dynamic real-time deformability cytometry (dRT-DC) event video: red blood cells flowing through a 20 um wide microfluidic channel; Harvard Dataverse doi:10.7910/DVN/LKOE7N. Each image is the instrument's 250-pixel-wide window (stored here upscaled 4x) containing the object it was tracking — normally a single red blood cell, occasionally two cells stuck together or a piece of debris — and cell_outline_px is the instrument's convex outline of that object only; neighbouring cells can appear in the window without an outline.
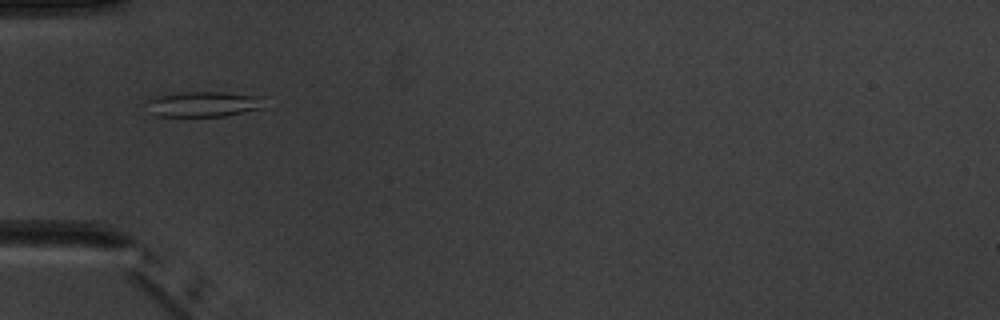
{"species": "common noctule bat (a hibernating species)", "species_latin": "Nyctalus noctula", "temperature_condition": "warm", "stored_images_in_passage": 3, "camera_frame_rate_fps": 3000, "um_per_image_px": 0.085, "animal": {"sex": "male", "body_mass_g": 20.1, "forearm_length_mm": 53.5}, "frame": {"image": 1, "passage_image": 3, "time_ms": 3.0, "image_size_px": [1000, 320], "cell_outline_px": [[264, 96], [260, 108], [224, 116], [156, 116], [144, 100], [160, 96], [184, 92], [224, 92]], "centroid_in_image_um": [17.3, 8.84], "position_along_channel_um": 67.7, "area_um2": 17.05}}